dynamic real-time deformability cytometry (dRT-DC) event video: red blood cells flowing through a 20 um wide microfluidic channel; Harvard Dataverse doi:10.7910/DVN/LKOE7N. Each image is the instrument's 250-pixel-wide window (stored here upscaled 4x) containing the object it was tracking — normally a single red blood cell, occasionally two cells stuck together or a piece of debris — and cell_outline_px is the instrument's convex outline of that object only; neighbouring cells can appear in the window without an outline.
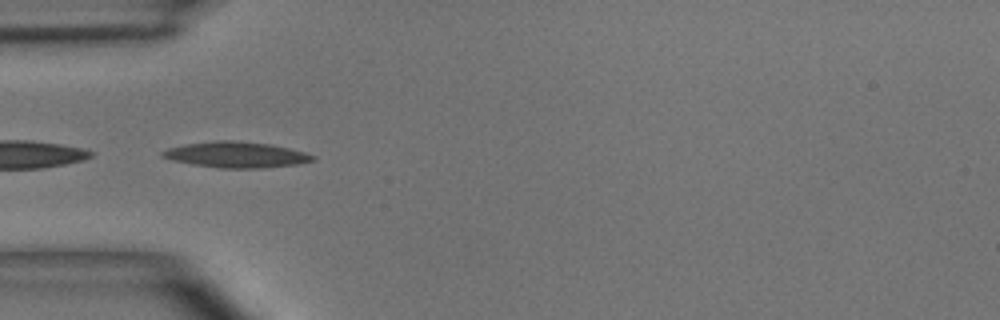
{"species": "common noctule bat (a hibernating species)", "species_latin": "Nyctalus noctula", "temperature_condition": "room temperature", "stored_images_in_passage": 10, "camera_frame_rate_fps": 3000, "um_per_image_px": 0.085, "animal": {"sex": "male", "body_mass_g": 15.6}, "frame": {"image": 1, "passage_image": 7, "time_ms": 2.0, "image_size_px": [1000, 320], "cell_outline_px": [[316, 160], [296, 164], [260, 168], [220, 168], [192, 164], [172, 160], [160, 156], [160, 152], [168, 148], [184, 144], [212, 140], [232, 140], [272, 144], [304, 152], [316, 156]], "centroid_in_image_um": [20.05, 13.14], "position_along_channel_um": 65.0, "area_um2": 22.72}}